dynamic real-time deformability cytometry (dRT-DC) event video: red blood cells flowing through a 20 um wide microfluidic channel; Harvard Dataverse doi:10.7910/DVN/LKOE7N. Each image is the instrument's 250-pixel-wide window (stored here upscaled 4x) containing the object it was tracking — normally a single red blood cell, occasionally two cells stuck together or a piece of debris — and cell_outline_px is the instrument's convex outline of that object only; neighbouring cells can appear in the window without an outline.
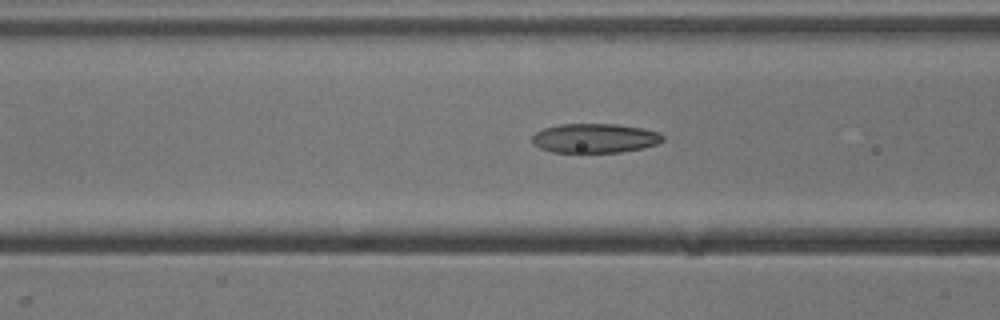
{"species": "common noctule bat (a hibernating species)", "species_latin": "Nyctalus noctula", "temperature_condition": "cold", "stored_images_in_passage": 38, "segment_of_instrument_passage": [1, 2], "camera_frame_rate_fps": 3000, "um_per_image_px": 0.085, "animal": {"sex": "male", "body_mass_g": 13.3}, "frame": {"image": 1, "passage_image": 13, "time_ms": 4.0, "image_size_px": [1000, 320], "cell_outline_px": [[664, 140], [656, 144], [644, 148], [620, 152], [552, 152], [540, 148], [532, 144], [532, 136], [536, 132], [544, 128], [560, 124], [616, 124], [640, 128], [660, 132], [664, 136]], "centroid_in_image_um": [50.56, 11.75], "position_along_channel_um": 116.0, "area_um2": 22.37}}
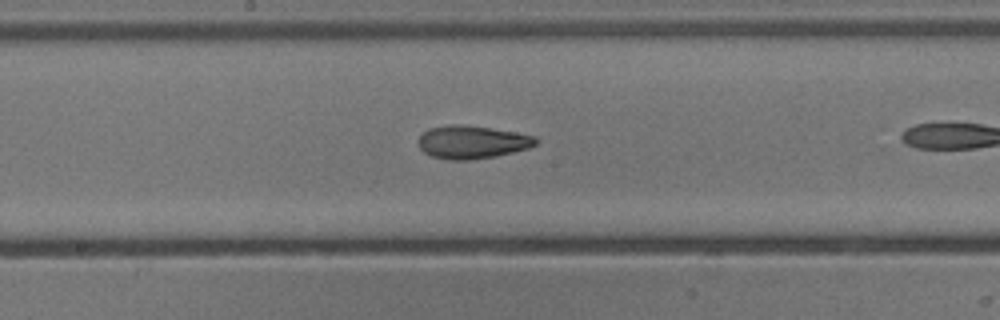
{"frame": {"image": 2, "passage_image": 20, "time_ms": 6.333, "image_size_px": [1000, 320], "cell_outline_px": [[540, 140], [536, 144], [528, 148], [496, 156], [468, 160], [448, 160], [432, 156], [424, 152], [420, 148], [416, 140], [428, 128], [448, 124], [460, 124], [492, 128], [516, 132], [536, 136]], "centroid_in_image_um": [40.12, 12.07], "position_along_channel_um": 208.1, "area_um2": 22.83}}
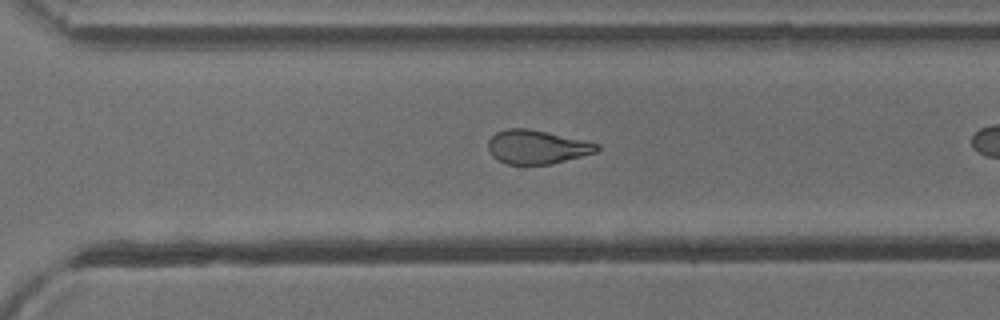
{"frame": {"image": 3, "passage_image": 29, "time_ms": 9.333, "image_size_px": [1000, 320], "cell_outline_px": [[600, 148], [596, 152], [552, 164], [508, 164], [496, 160], [488, 152], [488, 140], [496, 132], [508, 128], [528, 128], [584, 140], [600, 144]], "centroid_in_image_um": [45.61, 12.49], "position_along_channel_um": 325.0, "area_um2": 21.5}}